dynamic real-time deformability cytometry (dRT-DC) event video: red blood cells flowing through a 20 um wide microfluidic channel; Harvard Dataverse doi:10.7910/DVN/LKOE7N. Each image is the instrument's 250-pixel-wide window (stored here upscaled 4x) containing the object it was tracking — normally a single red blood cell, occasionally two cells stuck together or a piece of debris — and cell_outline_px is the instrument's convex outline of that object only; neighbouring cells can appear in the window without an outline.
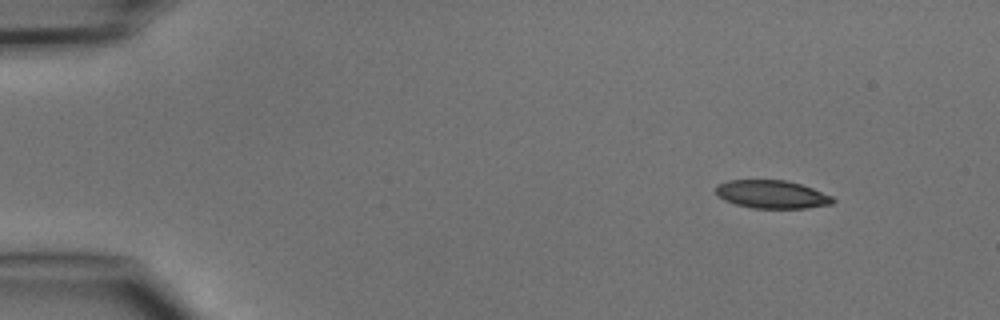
{"species": "common noctule bat (a hibernating species)", "species_latin": "Nyctalus noctula", "temperature_condition": "cold", "stored_images_in_passage": 3, "camera_frame_rate_fps": 3000, "um_per_image_px": 0.085, "animal": {"sex": "male", "body_mass_g": 15.6}, "frame": {"image": 1, "passage_image": 1, "time_ms": 0.0, "image_size_px": [1000, 320], "cell_outline_px": [[836, 200], [832, 204], [804, 208], [752, 208], [736, 204], [724, 200], [716, 196], [716, 188], [720, 184], [728, 180], [784, 180], [800, 184], [812, 188], [832, 196]], "centroid_in_image_um": [65.6, 16.52], "position_along_channel_um": 19.4, "area_um2": 19.07}}